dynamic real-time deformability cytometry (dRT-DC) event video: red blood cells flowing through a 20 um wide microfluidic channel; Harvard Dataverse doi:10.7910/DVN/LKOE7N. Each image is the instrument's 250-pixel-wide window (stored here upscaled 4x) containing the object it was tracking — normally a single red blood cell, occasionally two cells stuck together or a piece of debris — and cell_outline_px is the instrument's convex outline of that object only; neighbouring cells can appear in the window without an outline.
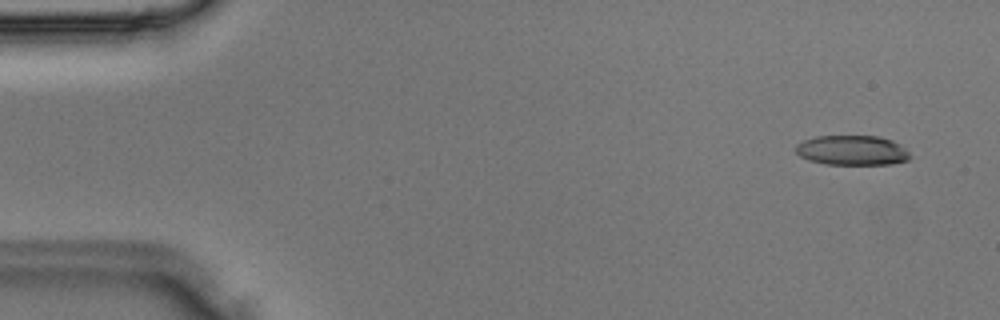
{"species": "Egyptian fruit bat (a non-hibernating species)", "species_latin": "Rousettus aegyptiacus", "temperature_condition": "room temperature", "stored_images_in_passage": 38, "camera_frame_rate_fps": 3000, "um_per_image_px": 0.085, "animal": {"sex": "male"}, "frame": {"image": 1, "passage_image": 3, "time_ms": 0.667, "image_size_px": [1000, 320], "cell_outline_px": [[912, 156], [908, 160], [892, 164], [824, 164], [808, 160], [800, 156], [796, 152], [796, 144], [804, 140], [816, 136], [880, 136], [892, 140], [900, 144]], "centroid_in_image_um": [72.44, 12.77], "position_along_channel_um": 12.6, "area_um2": 19.94}}
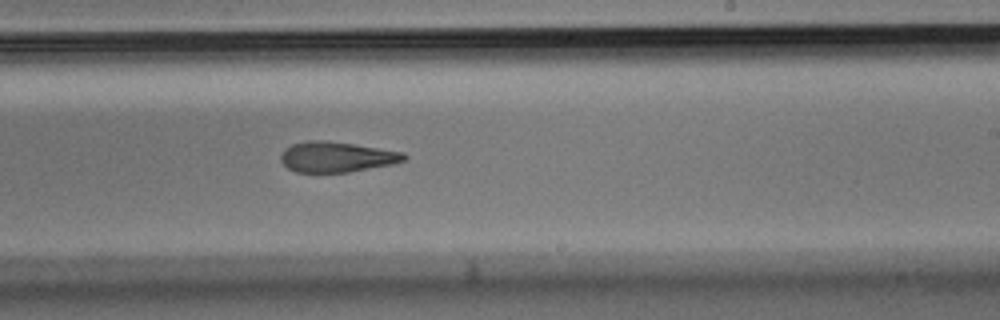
{"frame": {"image": 2, "passage_image": 23, "time_ms": 7.333, "image_size_px": [1000, 320], "cell_outline_px": [[408, 156], [404, 160], [392, 164], [348, 172], [296, 172], [288, 168], [280, 160], [280, 156], [284, 148], [292, 144], [308, 140], [324, 140], [352, 144], [404, 152]], "centroid_in_image_um": [28.58, 13.33], "position_along_channel_um": 260.4, "area_um2": 21.73}}
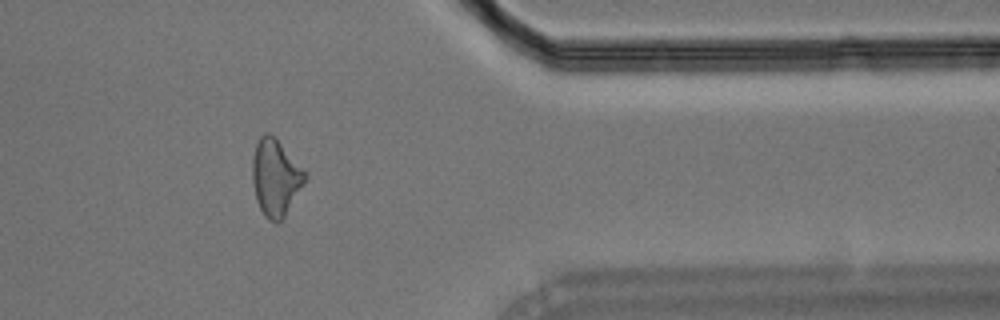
{"frame": {"image": 3, "passage_image": 31, "time_ms": 10.0, "image_size_px": [1000, 320], "cell_outline_px": [[308, 176], [284, 216], [276, 224], [268, 220], [264, 216], [256, 200], [252, 180], [252, 156], [256, 144], [260, 136], [264, 132], [268, 132], [276, 136], [304, 168]], "centroid_in_image_um": [23.41, 15.04], "position_along_channel_um": 388.0, "area_um2": 23.81}}